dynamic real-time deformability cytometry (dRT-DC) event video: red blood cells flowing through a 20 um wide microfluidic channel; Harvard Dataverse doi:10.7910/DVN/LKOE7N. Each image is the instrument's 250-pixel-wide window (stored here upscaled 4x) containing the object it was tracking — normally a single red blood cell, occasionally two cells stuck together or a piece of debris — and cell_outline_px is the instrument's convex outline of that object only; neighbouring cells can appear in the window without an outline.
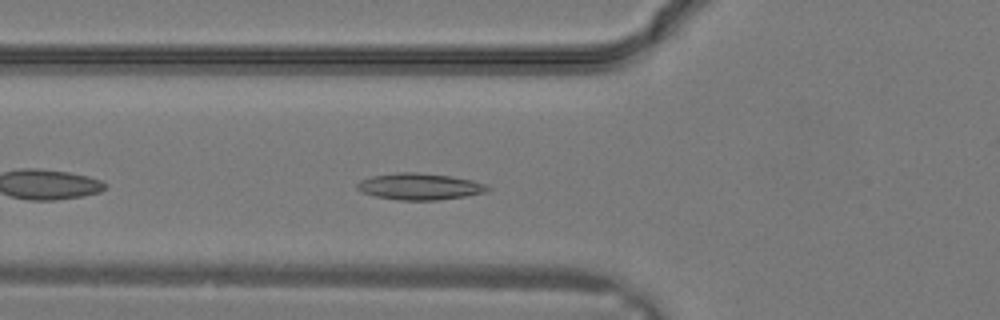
{"species": "common noctule bat (a hibernating species)", "species_latin": "Nyctalus noctula", "temperature_condition": "warm", "stored_images_in_passage": 24, "camera_frame_rate_fps": 3000, "um_per_image_px": 0.085, "animal": {"sex": "male", "body_mass_g": 19.2, "forearm_length_mm": 51.8}, "frame": {"image": 1, "passage_image": 6, "time_ms": 1.667, "image_size_px": [1000, 320], "cell_outline_px": [[492, 188], [488, 192], [464, 196], [436, 200], [400, 200], [376, 196], [360, 192], [356, 188], [356, 184], [360, 180], [372, 176], [396, 172], [416, 172], [452, 176], [472, 180], [484, 184]], "centroid_in_image_um": [35.66, 15.85], "position_along_channel_um": 90.1, "area_um2": 20.23}}
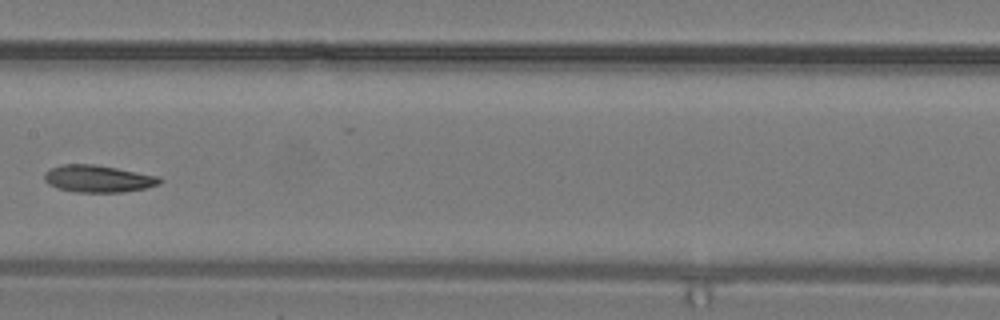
{"frame": {"image": 2, "passage_image": 11, "time_ms": 3.333, "image_size_px": [1000, 320], "cell_outline_px": [[164, 180], [160, 184], [144, 188], [120, 192], [76, 192], [60, 188], [48, 184], [44, 180], [44, 172], [60, 164], [92, 164], [116, 168], [160, 176]], "centroid_in_image_um": [8.35, 15.18], "position_along_channel_um": 199.1, "area_um2": 18.15}}
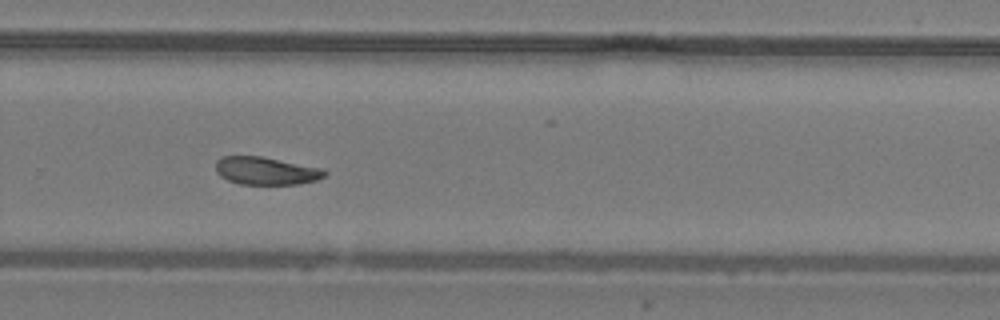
{"frame": {"image": 3, "passage_image": 16, "time_ms": 5.0, "image_size_px": [1000, 320], "cell_outline_px": [[328, 172], [324, 176], [316, 180], [300, 184], [240, 184], [228, 180], [220, 176], [216, 172], [216, 160], [220, 156], [260, 156], [320, 168]], "centroid_in_image_um": [22.57, 14.52], "position_along_channel_um": 307.2, "area_um2": 17.51}}